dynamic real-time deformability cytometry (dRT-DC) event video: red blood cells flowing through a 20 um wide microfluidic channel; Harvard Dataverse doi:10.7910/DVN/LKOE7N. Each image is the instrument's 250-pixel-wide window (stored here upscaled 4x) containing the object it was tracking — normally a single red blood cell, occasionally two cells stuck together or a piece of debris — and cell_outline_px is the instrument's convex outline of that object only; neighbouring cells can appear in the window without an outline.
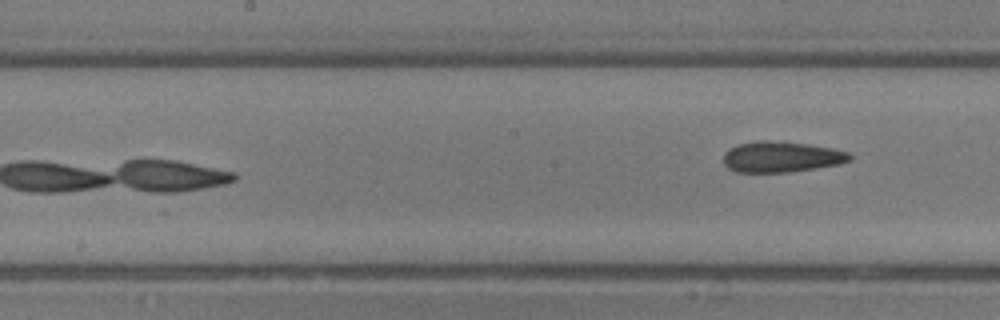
{"species": "common noctule bat (a hibernating species)", "species_latin": "Nyctalus noctula", "temperature_condition": "room temperature", "stored_images_in_passage": 19, "camera_frame_rate_fps": 3000, "um_per_image_px": 0.085, "animal": {"sex": "male", "body_mass_g": 13.3}, "frame": {"image": 1, "passage_image": 19, "time_ms": 6.0, "image_size_px": [1000, 320], "cell_outline_px": [[852, 160], [840, 164], [816, 168], [788, 172], [736, 172], [728, 168], [724, 164], [724, 152], [728, 148], [740, 144], [756, 140], [764, 140], [808, 144], [832, 148], [848, 152], [852, 156]], "centroid_in_image_um": [66.41, 13.33], "position_along_channel_um": 181.8, "area_um2": 22.72}}